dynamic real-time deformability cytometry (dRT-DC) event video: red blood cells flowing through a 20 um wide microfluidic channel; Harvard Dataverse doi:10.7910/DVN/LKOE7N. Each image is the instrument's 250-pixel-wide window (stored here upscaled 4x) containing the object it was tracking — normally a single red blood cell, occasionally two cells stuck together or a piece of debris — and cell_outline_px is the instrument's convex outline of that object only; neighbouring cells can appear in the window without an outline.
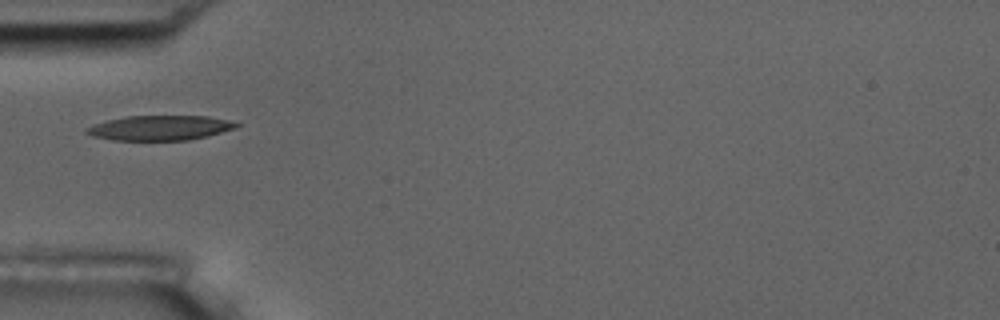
{"species": "common noctule bat (a hibernating species)", "species_latin": "Nyctalus noctula", "temperature_condition": "room temperature", "stored_images_in_passage": 15, "camera_frame_rate_fps": 3000, "um_per_image_px": 0.085, "animal": {"sex": "male", "body_mass_g": 17.5, "forearm_length_mm": 52.3}, "frame": {"image": 1, "passage_image": 5, "time_ms": 5.667, "image_size_px": [1000, 320], "cell_outline_px": [[240, 124], [236, 128], [208, 136], [188, 140], [112, 140], [92, 136], [84, 132], [84, 128], [92, 124], [124, 116], [208, 116], [228, 120]], "centroid_in_image_um": [13.55, 10.87], "position_along_channel_um": 71.4, "area_um2": 21.79}}
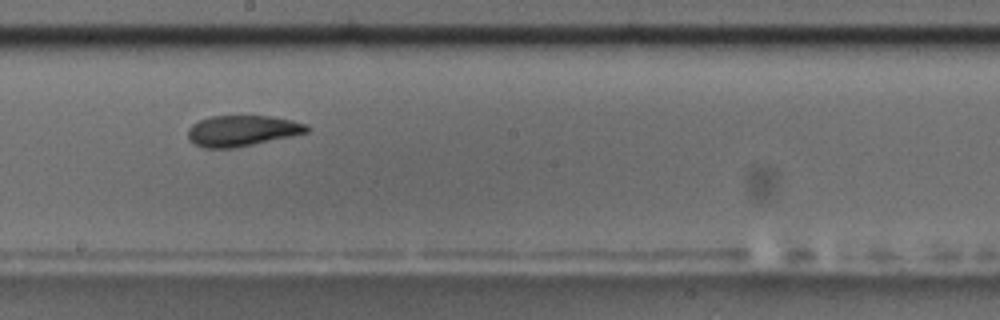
{"frame": {"image": 2, "passage_image": 9, "time_ms": 10.0, "image_size_px": [1000, 320], "cell_outline_px": [[308, 132], [252, 144], [232, 148], [204, 148], [188, 140], [188, 128], [192, 124], [208, 116], [268, 116], [292, 120], [308, 124]], "centroid_in_image_um": [20.54, 11.1], "position_along_channel_um": 227.7, "area_um2": 21.15}, "authors_computed_cell_mechanics": {"area_um2": 21.2704, "velocity_mm_per_s": 3.611, "shape_relaxation_time_tau1_ms": 4.1085, "shape_relaxation_time_tau2_ms": 2.9267, "deformation_change_tau1": 0.174, "deformation_change_tau2": 0.0982}}